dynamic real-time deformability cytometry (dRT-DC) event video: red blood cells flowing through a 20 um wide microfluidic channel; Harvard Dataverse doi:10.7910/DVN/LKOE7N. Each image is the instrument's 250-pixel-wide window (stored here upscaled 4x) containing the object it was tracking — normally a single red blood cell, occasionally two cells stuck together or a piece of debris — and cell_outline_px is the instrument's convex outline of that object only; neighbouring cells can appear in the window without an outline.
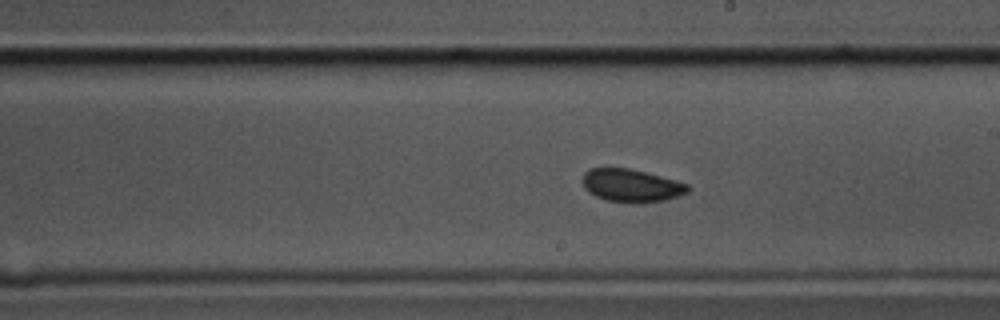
{"species": "common noctule bat (a hibernating species)", "species_latin": "Nyctalus noctula", "temperature_condition": "cold", "stored_images_in_passage": 58, "camera_frame_rate_fps": 3000, "um_per_image_px": 0.085, "animal": {"sex": "male", "body_mass_g": 17.5, "forearm_length_mm": 52.3}, "frame": {"image": 1, "passage_image": 32, "time_ms": 10.333, "image_size_px": [1000, 320], "cell_outline_px": [[688, 192], [664, 200], [640, 204], [632, 204], [608, 200], [596, 196], [588, 192], [584, 188], [584, 172], [592, 168], [628, 168], [676, 180], [688, 184]], "centroid_in_image_um": [53.66, 15.79], "position_along_channel_um": 235.3, "area_um2": 20.06}}
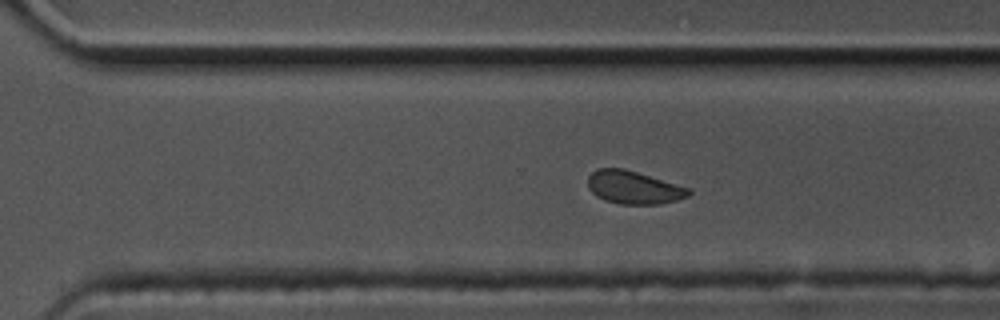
{"frame": {"image": 2, "passage_image": 39, "time_ms": 12.667, "image_size_px": [1000, 320], "cell_outline_px": [[692, 192], [688, 196], [676, 200], [660, 204], [620, 204], [604, 200], [596, 196], [588, 188], [588, 176], [596, 168], [624, 168], [692, 188]], "centroid_in_image_um": [53.87, 15.93], "position_along_channel_um": 316.7, "area_um2": 19.59}}
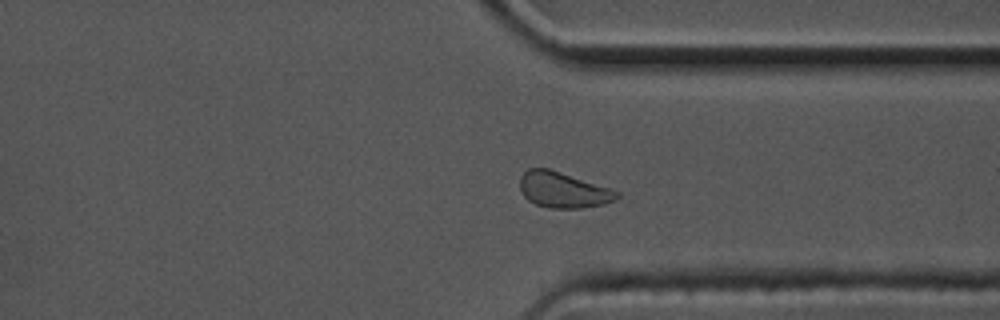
{"frame": {"image": 3, "passage_image": 43, "time_ms": 14.0, "image_size_px": [1000, 320], "cell_outline_px": [[620, 196], [616, 200], [604, 204], [580, 208], [548, 208], [536, 204], [528, 200], [524, 196], [520, 188], [520, 176], [528, 168], [548, 168], [620, 192]], "centroid_in_image_um": [47.85, 16.15], "position_along_channel_um": 363.6, "area_um2": 20.0}, "authors_computed_cell_mechanics": {"area_um2": 20.4901, "velocity_mm_per_s": 3.4863, "shape_relaxation_time_tau1_ms": 2.2601, "shape_relaxation_time_tau2_ms": 1.7202, "deformation_change_tau1": 0.0583, "deformation_change_tau2": 0.0619}}